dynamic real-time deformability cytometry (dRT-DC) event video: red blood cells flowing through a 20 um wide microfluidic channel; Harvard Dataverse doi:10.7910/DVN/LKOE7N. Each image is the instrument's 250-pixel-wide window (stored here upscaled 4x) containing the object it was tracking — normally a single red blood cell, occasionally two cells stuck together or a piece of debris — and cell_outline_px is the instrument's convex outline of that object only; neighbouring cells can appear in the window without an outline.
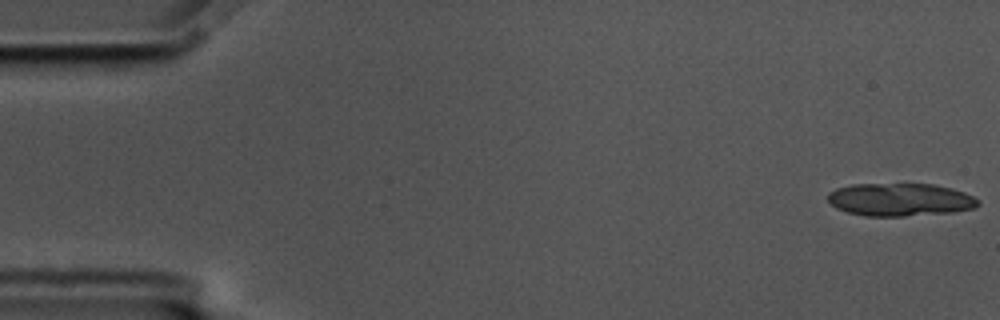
{"species": "common noctule bat (a hibernating species)", "species_latin": "Nyctalus noctula", "temperature_condition": "cold", "stored_images_in_passage": 15, "camera_frame_rate_fps": 3000, "um_per_image_px": 0.085, "animal": {"sex": "male", "body_mass_g": 17.5, "forearm_length_mm": 52.3}, "frame": {"image": 1, "passage_image": 1, "time_ms": 0.0, "image_size_px": [1000, 320], "cell_outline_px": [[980, 204], [976, 208], [952, 212], [904, 216], [864, 216], [848, 212], [836, 208], [828, 200], [828, 192], [836, 188], [852, 184], [936, 184], [952, 188], [964, 192], [980, 200]], "centroid_in_image_um": [76.53, 16.96], "position_along_channel_um": 8.5, "area_um2": 28.96}}